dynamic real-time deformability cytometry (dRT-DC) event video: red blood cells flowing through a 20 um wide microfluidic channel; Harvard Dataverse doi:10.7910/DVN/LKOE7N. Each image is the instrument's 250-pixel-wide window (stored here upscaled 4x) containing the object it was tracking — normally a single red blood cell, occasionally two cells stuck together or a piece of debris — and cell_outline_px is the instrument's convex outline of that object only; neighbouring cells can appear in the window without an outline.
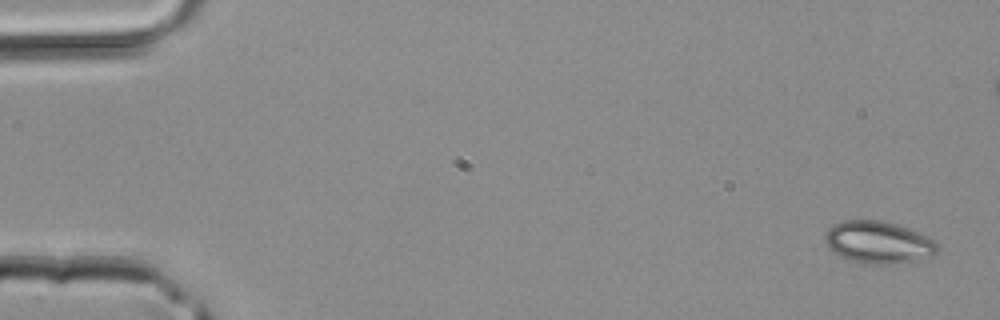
{"species": "common noctule bat (a hibernating species)", "species_latin": "Nyctalus noctula", "temperature_condition": "room temperature", "stored_images_in_passage": 43, "camera_frame_rate_fps": 3000, "um_per_image_px": 0.085, "animal": {"sex": "male", "body_mass_g": 20.4}, "frame": {"image": 1, "passage_image": 1, "time_ms": 0.0, "image_size_px": [1000, 320], "cell_outline_px": [[940, 248], [932, 256], [916, 260], [896, 264], [872, 264], [852, 260], [840, 256], [832, 252], [828, 248], [824, 240], [824, 232], [832, 224], [840, 220], [880, 220], [896, 224], [908, 228], [932, 240]], "centroid_in_image_um": [74.59, 20.59], "position_along_channel_um": 10.4, "area_um2": 27.69}}
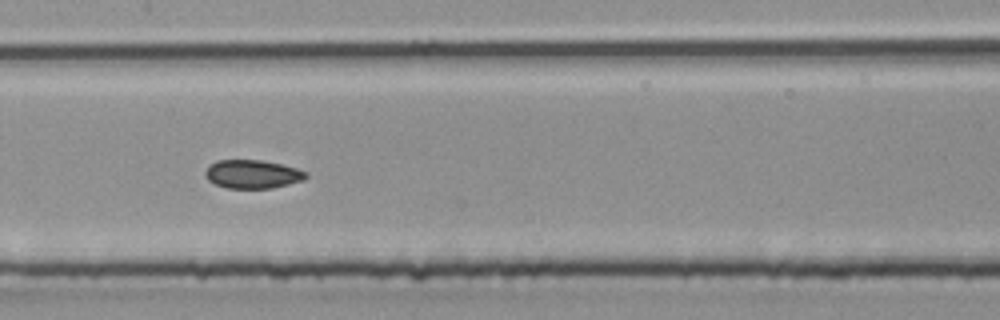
{"frame": {"image": 2, "passage_image": 21, "time_ms": 6.667, "image_size_px": [1000, 320], "cell_outline_px": [[308, 176], [304, 180], [272, 188], [228, 188], [216, 184], [208, 180], [204, 172], [208, 164], [216, 160], [260, 160], [280, 164], [296, 168], [308, 172]], "centroid_in_image_um": [21.45, 14.79], "position_along_channel_um": 185.9, "area_um2": 16.76}}
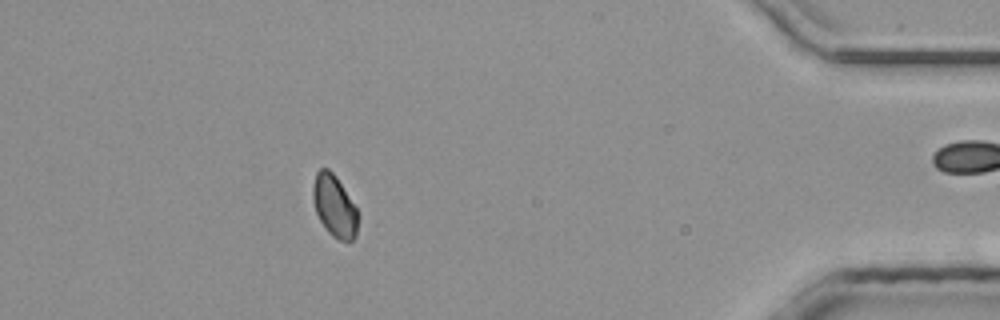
{"frame": {"image": 3, "passage_image": 38, "time_ms": 12.333, "image_size_px": [1000, 320], "cell_outline_px": [[360, 216], [356, 236], [352, 240], [340, 240], [332, 236], [328, 232], [320, 220], [316, 212], [312, 200], [312, 188], [316, 172], [320, 168], [328, 168], [336, 176], [356, 208]], "centroid_in_image_um": [28.43, 17.51], "position_along_channel_um": 406.8, "area_um2": 16.36}}